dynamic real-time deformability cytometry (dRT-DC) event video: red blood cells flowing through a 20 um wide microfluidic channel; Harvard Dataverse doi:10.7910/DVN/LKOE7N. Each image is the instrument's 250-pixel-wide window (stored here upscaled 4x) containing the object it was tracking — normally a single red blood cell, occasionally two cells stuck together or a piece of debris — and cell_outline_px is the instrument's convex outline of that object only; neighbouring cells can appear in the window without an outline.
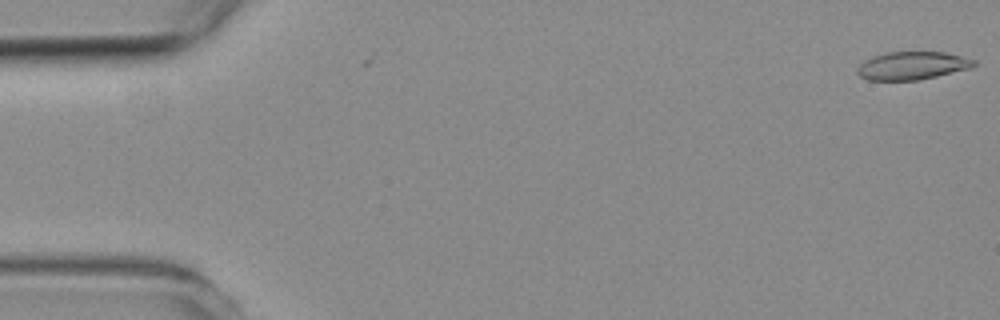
{"species": "common noctule bat (a hibernating species)", "species_latin": "Nyctalus noctula", "temperature_condition": "room temperature", "stored_images_in_passage": 6, "segment_of_instrument_passage": [1, 2], "camera_frame_rate_fps": 3000, "um_per_image_px": 0.085, "animal": {"sex": "female", "body_mass_g": 19.3, "forearm_length_mm": 54.1}, "frame": {"image": 1, "passage_image": 1, "time_ms": 0.0, "image_size_px": [1000, 320], "cell_outline_px": [[976, 64], [972, 68], [920, 80], [868, 80], [860, 76], [856, 72], [856, 68], [864, 60], [888, 52], [944, 52], [976, 60]], "centroid_in_image_um": [77.55, 5.59], "position_along_channel_um": 7.5, "area_um2": 19.02}}
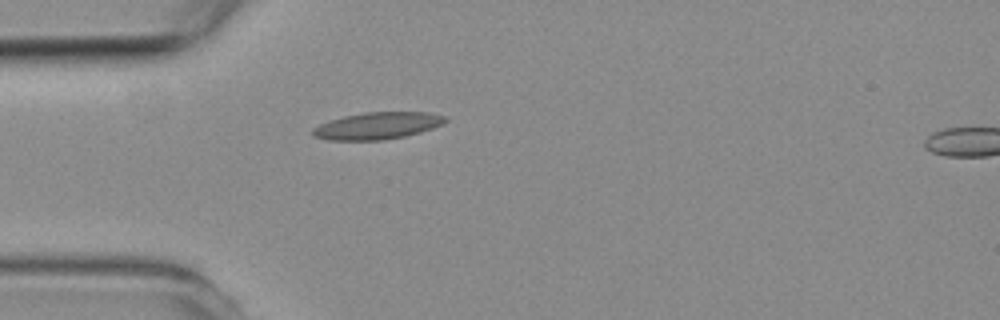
{"frame": {"image": 2, "passage_image": 5, "time_ms": 4.667, "image_size_px": [1000, 320], "cell_outline_px": [[448, 120], [432, 128], [420, 132], [404, 136], [384, 140], [328, 140], [312, 136], [312, 128], [328, 120], [344, 116], [364, 112], [428, 112], [444, 116]], "centroid_in_image_um": [32.03, 10.69], "position_along_channel_um": 53.0, "area_um2": 20.81}}